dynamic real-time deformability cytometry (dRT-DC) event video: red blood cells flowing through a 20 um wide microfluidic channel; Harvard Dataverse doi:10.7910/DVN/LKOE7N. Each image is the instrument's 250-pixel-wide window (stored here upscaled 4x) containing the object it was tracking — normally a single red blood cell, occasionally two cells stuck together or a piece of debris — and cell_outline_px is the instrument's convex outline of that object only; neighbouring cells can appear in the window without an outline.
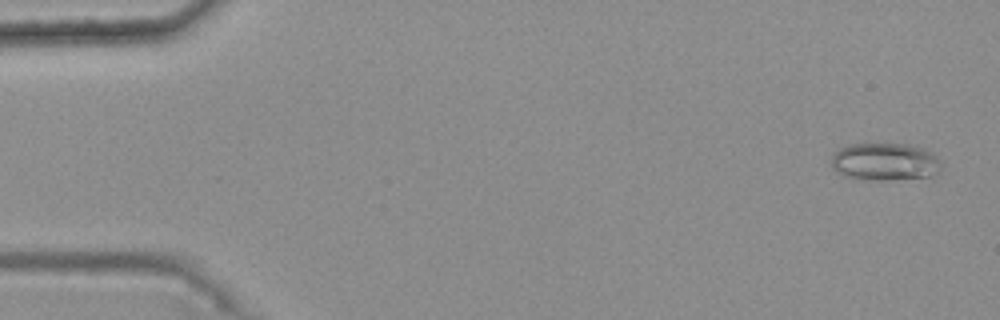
{"species": "common noctule bat (a hibernating species)", "species_latin": "Nyctalus noctula", "temperature_condition": "warm", "stored_images_in_passage": 10, "camera_frame_rate_fps": 3000, "um_per_image_px": 0.085, "animal": {"sex": "female", "body_mass_g": 25.1}, "frame": {"image": 1, "passage_image": 2, "time_ms": 0.333, "image_size_px": [1000, 320], "cell_outline_px": [[940, 168], [932, 176], [888, 180], [876, 180], [848, 176], [836, 172], [832, 168], [832, 156], [840, 148], [848, 144], [904, 144], [920, 148], [932, 152], [936, 156], [940, 164]], "centroid_in_image_um": [75.2, 13.74], "position_along_channel_um": 9.8, "area_um2": 23.7}}